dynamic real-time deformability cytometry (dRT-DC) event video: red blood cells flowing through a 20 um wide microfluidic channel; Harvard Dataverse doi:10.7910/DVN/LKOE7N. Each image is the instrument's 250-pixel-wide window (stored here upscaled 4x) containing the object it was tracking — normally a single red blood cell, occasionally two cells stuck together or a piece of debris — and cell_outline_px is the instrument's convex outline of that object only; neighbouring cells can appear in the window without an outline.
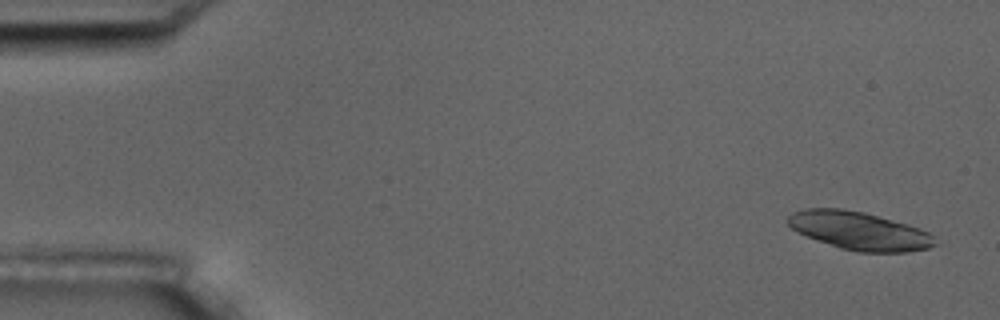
{"species": "common noctule bat (a hibernating species)", "species_latin": "Nyctalus noctula", "temperature_condition": "room temperature", "stored_images_in_passage": 5, "camera_frame_rate_fps": 3000, "um_per_image_px": 0.085, "animal": {"sex": "male", "body_mass_g": 17.5, "forearm_length_mm": 52.3}, "frame": {"image": 1, "passage_image": 1, "time_ms": 0.0, "image_size_px": [1000, 320], "cell_outline_px": [[940, 244], [928, 248], [908, 252], [856, 252], [840, 248], [796, 232], [788, 224], [788, 216], [792, 212], [804, 208], [840, 208], [864, 212], [908, 224], [920, 228], [928, 232]], "centroid_in_image_um": [73.05, 19.62], "position_along_channel_um": 11.9, "area_um2": 32.77}}
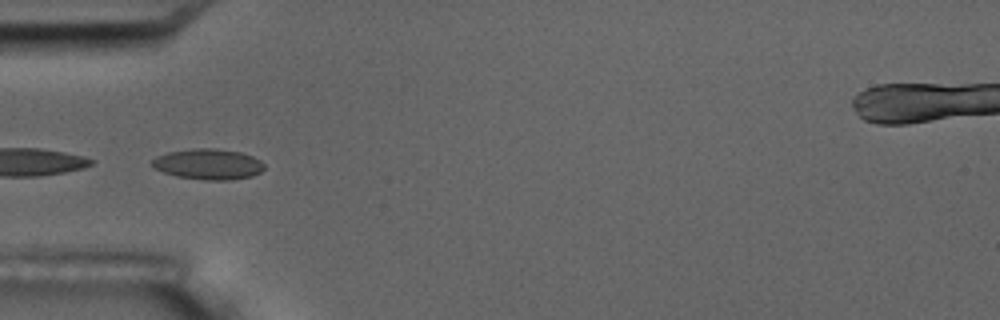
{"frame": {"image": 2, "passage_image": 5, "time_ms": 5.333, "image_size_px": [1000, 320], "cell_outline_px": [[264, 168], [260, 172], [252, 176], [232, 180], [204, 180], [176, 176], [152, 168], [152, 160], [156, 156], [168, 152], [196, 148], [216, 148], [240, 152], [252, 156], [260, 160], [264, 164]], "centroid_in_image_um": [17.7, 13.95], "position_along_channel_um": 67.3, "area_um2": 20.11}}